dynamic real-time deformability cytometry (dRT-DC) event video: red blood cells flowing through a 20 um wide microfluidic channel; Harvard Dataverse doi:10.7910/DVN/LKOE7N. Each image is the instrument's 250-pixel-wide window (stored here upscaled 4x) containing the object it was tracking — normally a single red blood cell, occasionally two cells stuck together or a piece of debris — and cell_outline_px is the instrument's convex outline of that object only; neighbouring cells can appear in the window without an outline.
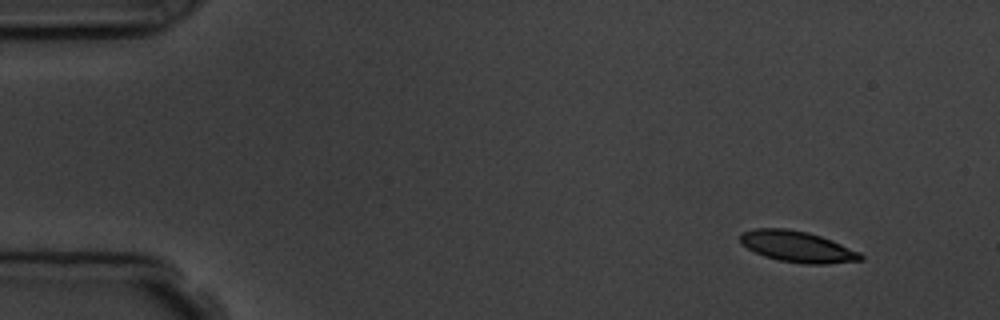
{"species": "common noctule bat (a hibernating species)", "species_latin": "Nyctalus noctula", "temperature_condition": "room temperature", "stored_images_in_passage": 4, "camera_frame_rate_fps": 3000, "um_per_image_px": 0.085, "animal": {"sex": "male", "body_mass_g": 19.5, "forearm_length_mm": 54.6}, "frame": {"image": 1, "passage_image": 1, "time_ms": 0.0, "image_size_px": [1000, 320], "cell_outline_px": [[864, 260], [824, 264], [804, 264], [780, 260], [764, 256], [740, 244], [740, 232], [756, 228], [784, 228], [808, 232], [832, 240], [860, 252], [864, 256]], "centroid_in_image_um": [67.78, 20.96], "position_along_channel_um": 17.2, "area_um2": 21.85}}
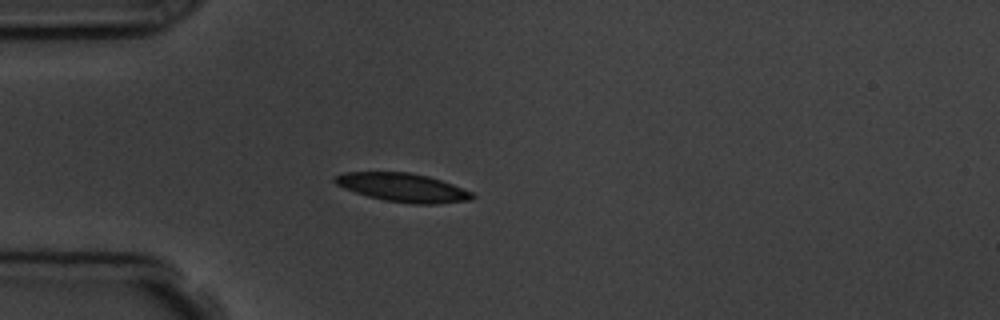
{"frame": {"image": 2, "passage_image": 4, "time_ms": 3.333, "image_size_px": [1000, 320], "cell_outline_px": [[476, 196], [472, 200], [436, 204], [412, 204], [384, 200], [368, 196], [344, 188], [336, 184], [332, 180], [336, 176], [344, 172], [408, 172], [428, 176], [452, 184], [472, 192]], "centroid_in_image_um": [34.26, 15.94], "position_along_channel_um": 50.7, "area_um2": 22.83}}